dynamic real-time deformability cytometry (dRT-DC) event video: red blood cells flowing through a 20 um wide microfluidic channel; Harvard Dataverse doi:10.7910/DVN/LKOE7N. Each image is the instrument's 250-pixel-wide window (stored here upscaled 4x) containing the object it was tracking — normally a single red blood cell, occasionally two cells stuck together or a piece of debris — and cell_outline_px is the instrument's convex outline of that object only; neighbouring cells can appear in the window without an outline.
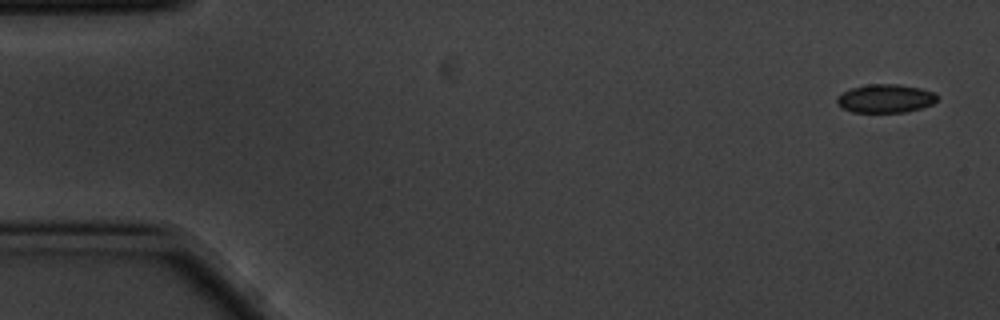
{"species": "common noctule bat (a hibernating species)", "species_latin": "Nyctalus noctula", "temperature_condition": "cold", "stored_images_in_passage": 5, "camera_frame_rate_fps": 3000, "um_per_image_px": 0.085, "animal": {"sex": "male", "body_mass_g": 20.1, "forearm_length_mm": 53.5}, "frame": {"image": 1, "passage_image": 1, "time_ms": 0.0, "image_size_px": [1000, 320], "cell_outline_px": [[936, 100], [932, 104], [920, 108], [904, 112], [852, 112], [840, 108], [836, 104], [836, 100], [844, 92], [852, 88], [868, 84], [900, 84], [920, 88], [936, 92]], "centroid_in_image_um": [75.25, 8.37], "position_along_channel_um": 9.7, "area_um2": 16.59}}
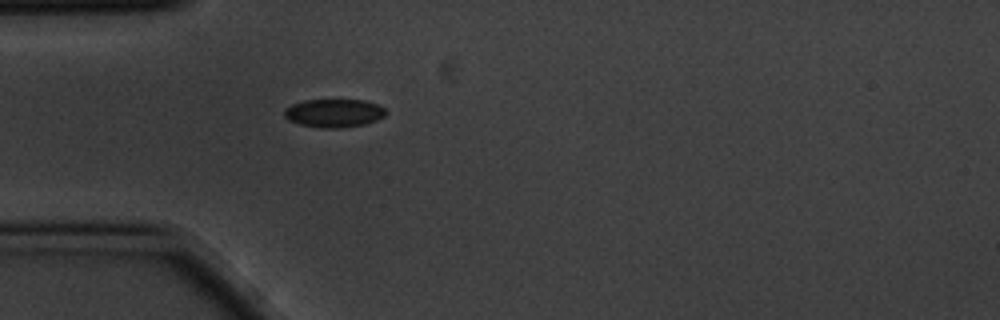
{"frame": {"image": 2, "passage_image": 5, "time_ms": 1.333, "image_size_px": [1000, 320], "cell_outline_px": [[388, 112], [384, 116], [376, 120], [364, 124], [344, 128], [320, 128], [300, 124], [288, 120], [284, 116], [284, 108], [292, 104], [304, 100], [364, 100], [376, 104], [384, 108]], "centroid_in_image_um": [28.37, 9.62], "position_along_channel_um": 56.6, "area_um2": 16.82}}